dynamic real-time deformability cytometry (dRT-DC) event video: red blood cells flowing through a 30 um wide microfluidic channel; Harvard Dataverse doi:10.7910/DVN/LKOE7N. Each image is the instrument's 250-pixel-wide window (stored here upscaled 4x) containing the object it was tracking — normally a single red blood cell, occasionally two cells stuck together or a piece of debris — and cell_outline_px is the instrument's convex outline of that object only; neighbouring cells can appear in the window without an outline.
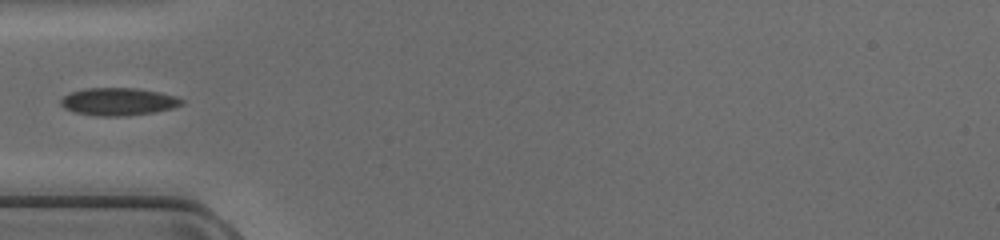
{"species": "common noctule bat (a hibernating species)", "species_latin": "Nyctalus noctula", "temperature_condition": "cold", "stored_images_in_passage": 26, "camera_frame_rate_fps": 3000, "um_per_image_px": 0.085, "animal": {"sex": "female", "body_mass_g": 17.0, "forearm_length_mm": 48.0}, "frame": {"image": 1, "passage_image": 1, "time_ms": 0.0, "image_size_px": [1000, 240], "cell_outline_px": [[184, 104], [172, 108], [152, 112], [124, 116], [96, 116], [72, 112], [64, 108], [60, 104], [60, 100], [64, 96], [72, 92], [84, 88], [136, 88], [160, 92], [176, 96], [184, 100]], "centroid_in_image_um": [10.05, 8.64], "position_along_channel_um": 75.0, "area_um2": 19.54}}
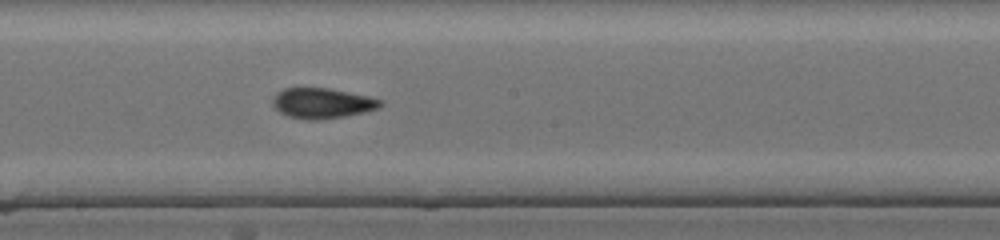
{"frame": {"image": 2, "passage_image": 11, "time_ms": 3.333, "image_size_px": [1000, 240], "cell_outline_px": [[384, 104], [380, 108], [364, 112], [344, 116], [316, 120], [308, 120], [288, 116], [280, 112], [272, 104], [272, 96], [276, 92], [284, 88], [328, 88], [368, 96], [384, 100]], "centroid_in_image_um": [27.39, 8.77], "position_along_channel_um": 220.8, "area_um2": 19.13}}
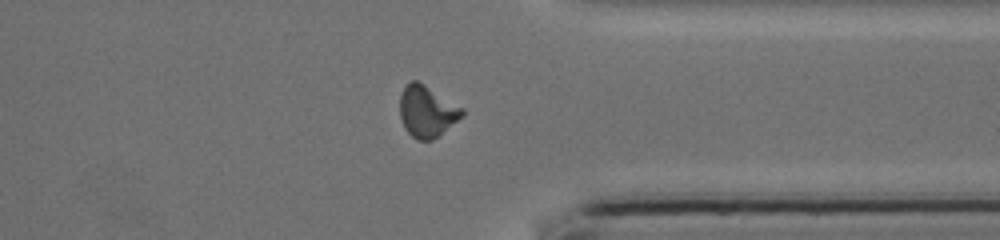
{"frame": {"image": 3, "passage_image": 22, "time_ms": 7.0, "image_size_px": [1000, 240], "cell_outline_px": [[464, 116], [440, 136], [432, 140], [416, 140], [404, 128], [400, 116], [400, 92], [412, 80], [416, 80], [424, 84], [464, 108]], "centroid_in_image_um": [36.31, 9.49], "position_along_channel_um": 375.1, "area_um2": 18.9}}